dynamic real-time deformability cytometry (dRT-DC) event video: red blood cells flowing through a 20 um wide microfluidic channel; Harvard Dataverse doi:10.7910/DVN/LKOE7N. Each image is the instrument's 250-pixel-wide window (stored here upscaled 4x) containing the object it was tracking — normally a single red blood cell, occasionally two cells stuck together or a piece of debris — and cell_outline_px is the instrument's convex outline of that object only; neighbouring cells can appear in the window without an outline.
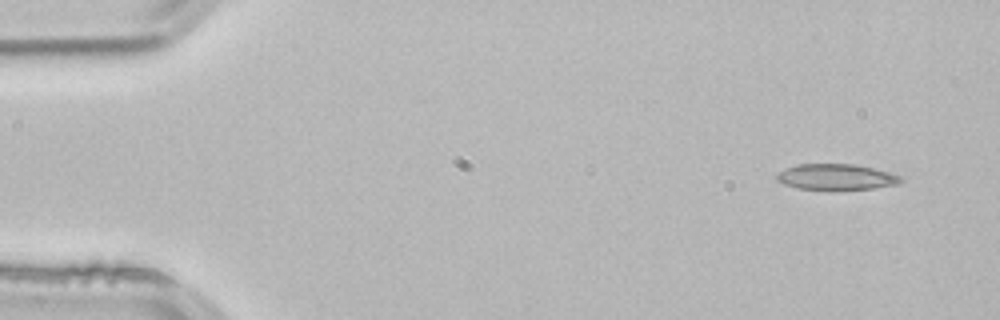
{"species": "common noctule bat (a hibernating species)", "species_latin": "Nyctalus noctula", "temperature_condition": "room temperature", "stored_images_in_passage": 4, "segment_of_instrument_passage": [2, 2], "camera_frame_rate_fps": 3000, "um_per_image_px": 0.085, "animal": {"sex": "male", "body_mass_g": 21.5, "forearm_length_mm": 52.0}, "frame": {"image": 1, "passage_image": 4, "time_ms": 1.0, "image_size_px": [1000, 320], "cell_outline_px": [[904, 180], [900, 184], [876, 188], [828, 192], [796, 188], [784, 184], [776, 180], [776, 172], [784, 168], [800, 164], [856, 164], [888, 172], [900, 176]], "centroid_in_image_um": [71.05, 15.08], "position_along_channel_um": 14.0, "area_um2": 19.54}}